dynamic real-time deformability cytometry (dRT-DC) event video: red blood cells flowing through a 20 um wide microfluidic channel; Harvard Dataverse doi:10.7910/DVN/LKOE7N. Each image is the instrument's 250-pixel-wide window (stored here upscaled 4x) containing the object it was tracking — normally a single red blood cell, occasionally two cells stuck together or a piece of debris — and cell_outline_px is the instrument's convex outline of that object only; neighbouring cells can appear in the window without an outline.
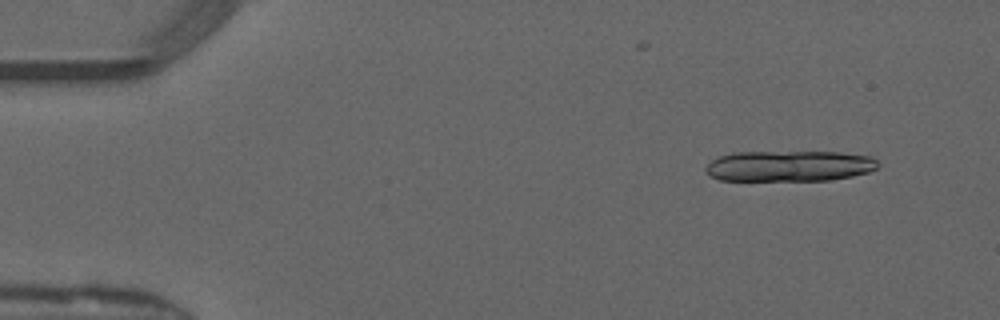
{"species": "common noctule bat (a hibernating species)", "species_latin": "Nyctalus noctula", "temperature_condition": "warm", "stored_images_in_passage": 17, "camera_frame_rate_fps": 3000, "um_per_image_px": 0.085, "animal": {"sex": "male", "forearm_length_mm": 52.5}, "frame": {"image": 1, "passage_image": 5, "time_ms": 1.333, "image_size_px": [1000, 320], "cell_outline_px": [[880, 164], [876, 168], [868, 172], [852, 176], [828, 180], [720, 180], [708, 176], [704, 172], [704, 168], [712, 160], [720, 156], [732, 152], [840, 152], [872, 156]], "centroid_in_image_um": [67.07, 14.1], "position_along_channel_um": 17.9, "area_um2": 31.1}}